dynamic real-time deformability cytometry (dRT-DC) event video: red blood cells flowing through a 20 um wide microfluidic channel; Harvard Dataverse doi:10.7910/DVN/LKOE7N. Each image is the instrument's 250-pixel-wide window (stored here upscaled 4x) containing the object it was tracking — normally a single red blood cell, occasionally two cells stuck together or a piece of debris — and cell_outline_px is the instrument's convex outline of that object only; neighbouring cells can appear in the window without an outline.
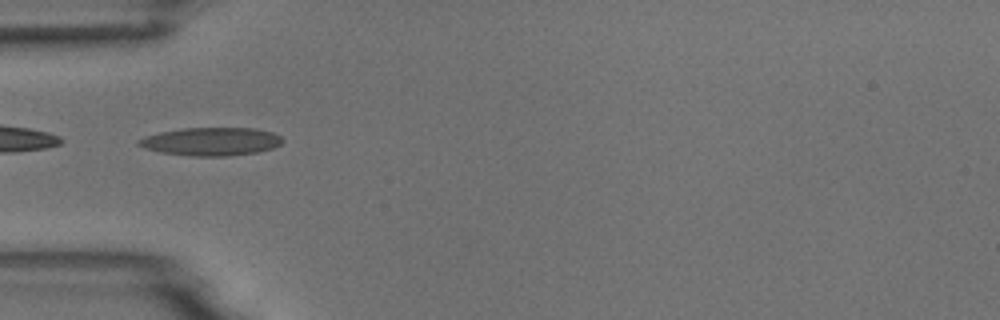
{"species": "common noctule bat (a hibernating species)", "species_latin": "Nyctalus noctula", "temperature_condition": "room temperature", "stored_images_in_passage": 9, "camera_frame_rate_fps": 3000, "um_per_image_px": 0.085, "animal": {"sex": "male", "body_mass_g": 18.8}, "frame": {"image": 1, "passage_image": 4, "time_ms": 4.333, "image_size_px": [1000, 320], "cell_outline_px": [[284, 140], [280, 144], [272, 148], [256, 152], [228, 156], [192, 156], [160, 152], [144, 148], [136, 144], [136, 140], [160, 132], [184, 128], [256, 128], [272, 132], [280, 136]], "centroid_in_image_um": [17.94, 12.03], "position_along_channel_um": 67.1, "area_um2": 23.52}}
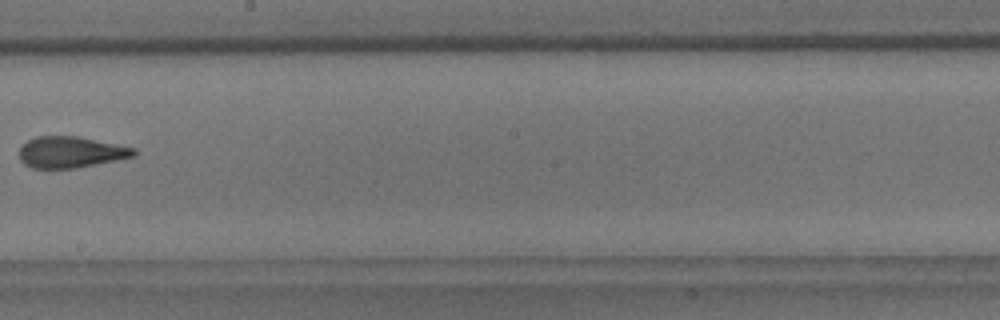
{"frame": {"image": 2, "passage_image": 8, "time_ms": 9.0, "image_size_px": [1000, 320], "cell_outline_px": [[136, 156], [76, 168], [32, 168], [24, 164], [20, 160], [20, 148], [28, 140], [36, 136], [76, 136], [136, 148]], "centroid_in_image_um": [6.01, 12.93], "position_along_channel_um": 242.2, "area_um2": 20.75}}